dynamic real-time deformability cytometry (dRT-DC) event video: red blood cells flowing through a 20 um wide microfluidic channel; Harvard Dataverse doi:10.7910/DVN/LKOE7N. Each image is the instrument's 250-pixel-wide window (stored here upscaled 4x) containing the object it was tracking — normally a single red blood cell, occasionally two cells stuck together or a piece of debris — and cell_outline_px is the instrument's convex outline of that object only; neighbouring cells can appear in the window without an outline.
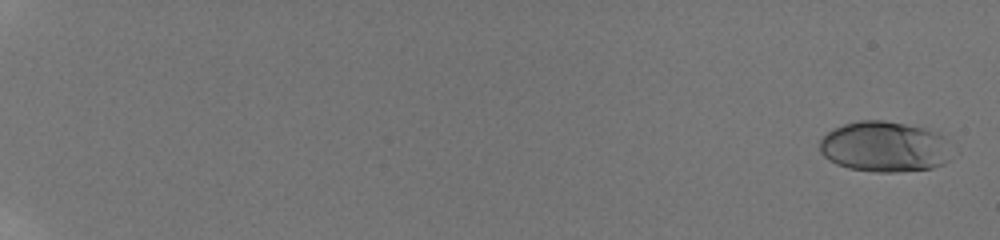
{"species": "human", "species_latin": "Homo sapiens", "temperature_condition": "room temperature", "stored_images_in_passage": 52, "camera_frame_rate_fps": 3000, "um_per_image_px": 0.085, "donor": {"sex": "male"}, "frame": {"image": 1, "passage_image": 2, "time_ms": 0.667, "image_size_px": [1000, 240], "cell_outline_px": [[944, 164], [932, 168], [896, 172], [876, 172], [848, 168], [836, 164], [828, 160], [820, 152], [820, 140], [832, 128], [844, 124], [860, 120], [884, 120], [924, 128], [936, 132], [940, 136], [944, 160]], "centroid_in_image_um": [75.01, 12.47], "position_along_channel_um": 10.0, "area_um2": 37.92}}
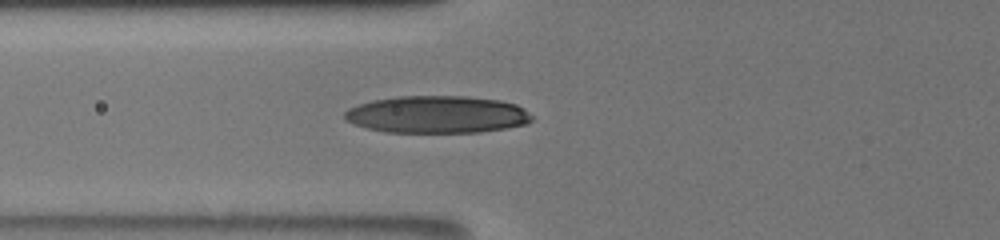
{"frame": {"image": 2, "passage_image": 28, "time_ms": 9.0, "image_size_px": [1000, 240], "cell_outline_px": [[532, 120], [528, 124], [508, 128], [480, 132], [384, 132], [352, 124], [344, 120], [344, 112], [348, 108], [372, 100], [400, 96], [468, 96], [500, 100], [516, 104], [524, 108], [532, 116]], "centroid_in_image_um": [37.16, 9.73], "position_along_channel_um": 88.6, "area_um2": 40.98}}
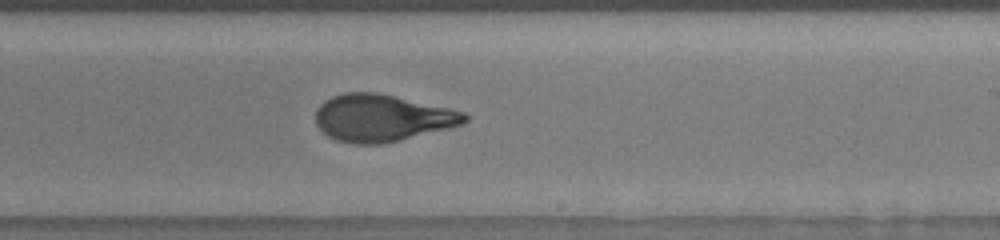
{"frame": {"image": 3, "passage_image": 49, "time_ms": 13.333, "image_size_px": [1000, 240], "cell_outline_px": [[468, 120], [464, 124], [384, 144], [356, 144], [336, 140], [328, 136], [316, 124], [316, 108], [324, 100], [332, 96], [344, 92], [376, 92], [448, 108], [464, 112], [468, 116]], "centroid_in_image_um": [32.44, 10.03], "position_along_channel_um": 256.6, "area_um2": 40.75}}